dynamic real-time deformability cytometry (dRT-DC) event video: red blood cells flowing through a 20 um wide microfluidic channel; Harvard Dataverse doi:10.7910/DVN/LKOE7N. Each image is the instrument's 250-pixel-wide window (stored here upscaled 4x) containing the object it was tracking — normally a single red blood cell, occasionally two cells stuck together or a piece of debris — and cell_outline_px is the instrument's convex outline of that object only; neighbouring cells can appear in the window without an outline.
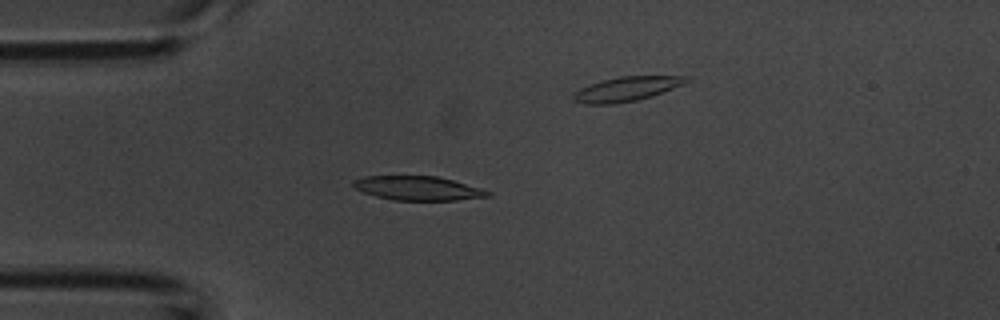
{"species": "common noctule bat (a hibernating species)", "species_latin": "Nyctalus noctula", "temperature_condition": "room temperature", "stored_images_in_passage": 52, "camera_frame_rate_fps": 3000, "um_per_image_px": 0.085, "animal": {"sex": "male", "body_mass_g": 20.1, "forearm_length_mm": 53.5}, "frame": {"image": 1, "passage_image": 12, "time_ms": 3.667, "image_size_px": [1000, 320], "cell_outline_px": [[492, 196], [456, 200], [392, 200], [376, 196], [364, 192], [356, 188], [352, 184], [352, 180], [364, 176], [436, 176], [452, 180], [480, 188], [492, 192]], "centroid_in_image_um": [35.52, 16.0], "position_along_channel_um": 49.5, "area_um2": 18.79}}
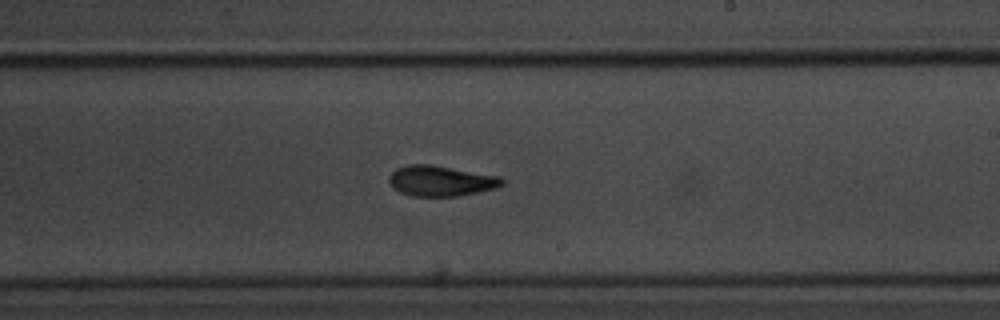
{"frame": {"image": 2, "passage_image": 29, "time_ms": 9.333, "image_size_px": [1000, 320], "cell_outline_px": [[504, 184], [492, 188], [476, 192], [456, 196], [412, 196], [400, 192], [392, 188], [388, 180], [388, 176], [396, 168], [408, 164], [432, 164], [500, 176], [504, 180]], "centroid_in_image_um": [37.42, 15.36], "position_along_channel_um": 251.6, "area_um2": 20.11}}
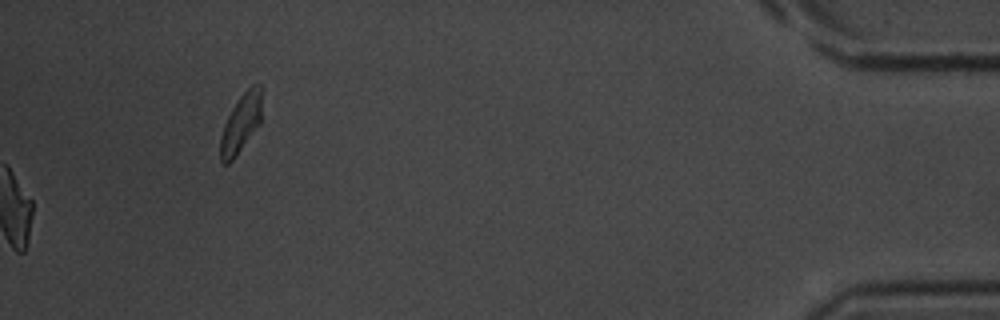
{"frame": {"image": 3, "passage_image": 52, "time_ms": 17.0, "image_size_px": [1000, 320], "cell_outline_px": [[264, 88], [260, 124], [232, 160], [228, 164], [224, 164], [220, 160], [220, 136], [224, 124], [232, 108], [240, 96], [252, 84], [260, 84]], "centroid_in_image_um": [20.52, 10.42], "position_along_channel_um": 414.7, "area_um2": 14.39}, "authors_computed_cell_mechanics": {"area_um2": 19.2474, "velocity_mm_per_s": 3.745, "shape_relaxation_time_tau1_ms": 2.9336, "shape_relaxation_time_tau2_ms": 2.6708, "deformation_change_tau1": 0.1412, "deformation_change_tau2": 0.1028}}